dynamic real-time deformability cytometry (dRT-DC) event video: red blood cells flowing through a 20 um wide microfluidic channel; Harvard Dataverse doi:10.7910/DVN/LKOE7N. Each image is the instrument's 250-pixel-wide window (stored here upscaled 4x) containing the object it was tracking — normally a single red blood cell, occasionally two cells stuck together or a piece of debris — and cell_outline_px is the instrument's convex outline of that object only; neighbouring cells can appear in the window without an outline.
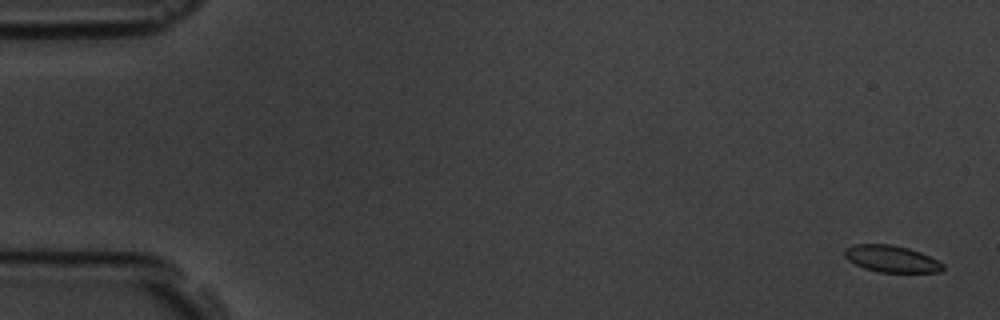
{"species": "common noctule bat (a hibernating species)", "species_latin": "Nyctalus noctula", "temperature_condition": "room temperature", "stored_images_in_passage": 8, "camera_frame_rate_fps": 3000, "um_per_image_px": 0.085, "animal": {"sex": "male", "body_mass_g": 19.5, "forearm_length_mm": 54.6}, "frame": {"image": 1, "passage_image": 1, "time_ms": 0.0, "image_size_px": [1000, 320], "cell_outline_px": [[944, 268], [940, 272], [880, 272], [864, 268], [848, 260], [844, 256], [844, 248], [852, 244], [892, 244], [908, 248], [920, 252], [944, 264]], "centroid_in_image_um": [75.74, 21.99], "position_along_channel_um": 9.3, "area_um2": 15.32}}
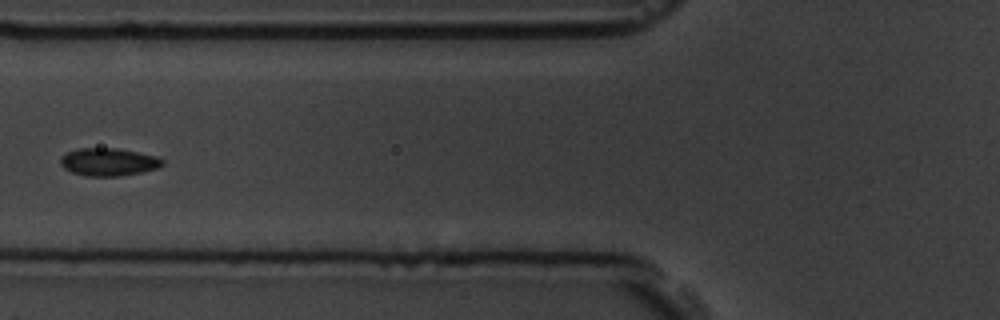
{"frame": {"image": 2, "passage_image": 7, "time_ms": 7.0, "image_size_px": [1000, 320], "cell_outline_px": [[164, 164], [156, 168], [140, 172], [120, 176], [84, 176], [72, 172], [64, 168], [60, 164], [60, 156], [76, 148], [116, 148], [156, 156], [164, 160]], "centroid_in_image_um": [9.18, 13.76], "position_along_channel_um": 116.6, "area_um2": 16.47}}
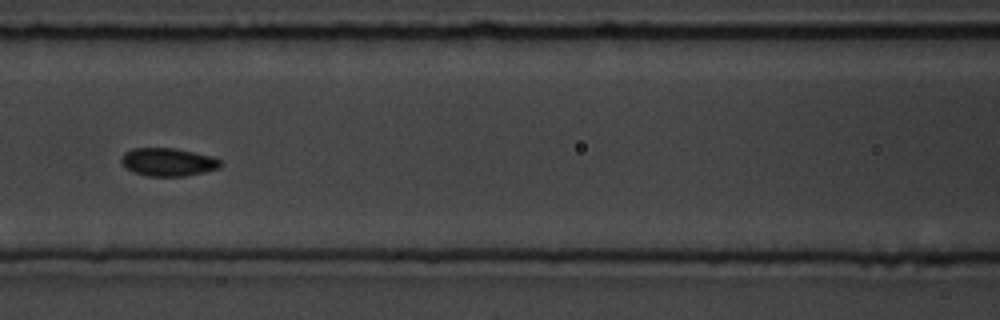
{"frame": {"image": 3, "passage_image": 8, "time_ms": 8.0, "image_size_px": [1000, 320], "cell_outline_px": [[224, 164], [220, 168], [204, 172], [184, 176], [148, 176], [136, 172], [128, 168], [120, 160], [124, 152], [132, 148], [176, 148], [212, 156], [220, 160]], "centroid_in_image_um": [14.33, 13.76], "position_along_channel_um": 152.3, "area_um2": 16.18}}